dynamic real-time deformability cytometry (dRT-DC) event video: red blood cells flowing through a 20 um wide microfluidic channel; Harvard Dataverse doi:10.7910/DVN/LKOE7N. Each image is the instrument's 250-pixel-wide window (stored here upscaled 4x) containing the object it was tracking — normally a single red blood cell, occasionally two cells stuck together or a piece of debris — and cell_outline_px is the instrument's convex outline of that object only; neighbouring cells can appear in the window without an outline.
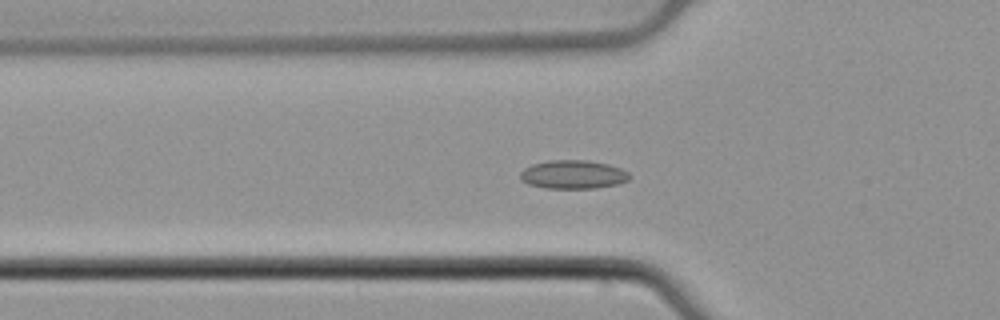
{"species": "common noctule bat (a hibernating species)", "species_latin": "Nyctalus noctula", "temperature_condition": "cold", "stored_images_in_passage": 55, "camera_frame_rate_fps": 3000, "um_per_image_px": 0.085, "animal": {"sex": "male", "body_mass_g": 21.5, "forearm_length_mm": 52.0}, "frame": {"image": 1, "passage_image": 19, "time_ms": 6.0, "image_size_px": [1000, 320], "cell_outline_px": [[632, 176], [628, 180], [620, 184], [596, 188], [544, 188], [528, 184], [520, 180], [520, 172], [524, 168], [532, 164], [548, 160], [588, 160], [608, 164], [620, 168], [628, 172]], "centroid_in_image_um": [48.72, 14.83], "position_along_channel_um": 77.1, "area_um2": 18.44}}
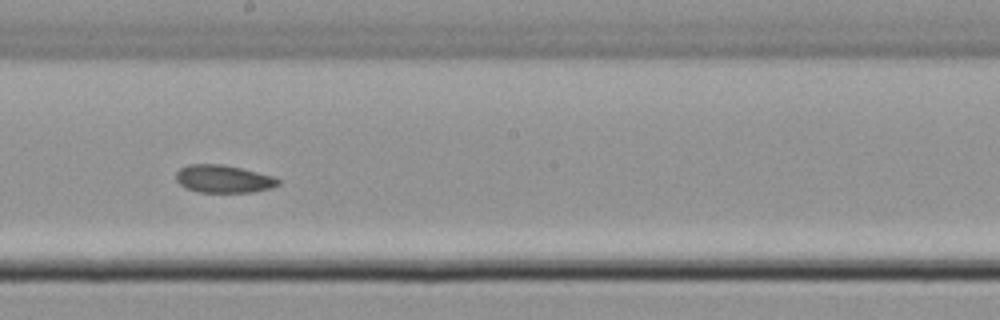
{"frame": {"image": 2, "passage_image": 31, "time_ms": 10.0, "image_size_px": [1000, 320], "cell_outline_px": [[280, 184], [272, 188], [252, 192], [200, 192], [188, 188], [180, 184], [176, 180], [176, 172], [180, 168], [188, 164], [224, 164], [272, 176], [280, 180]], "centroid_in_image_um": [18.99, 15.2], "position_along_channel_um": 229.2, "area_um2": 16.42}}
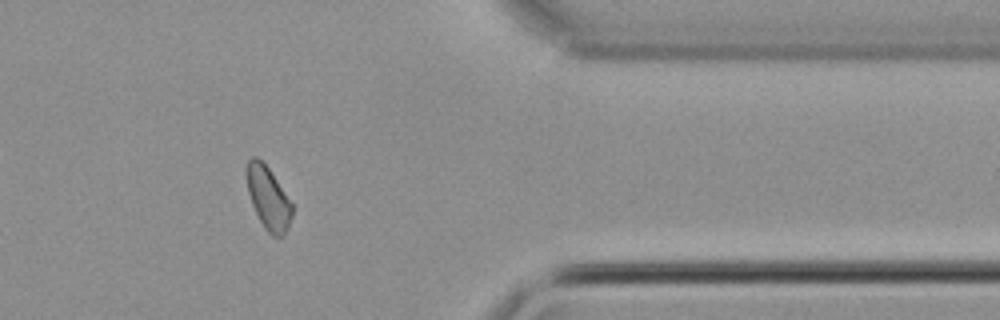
{"frame": {"image": 3, "passage_image": 45, "time_ms": 14.667, "image_size_px": [1000, 320], "cell_outline_px": [[292, 216], [288, 228], [284, 236], [272, 236], [264, 228], [252, 204], [248, 192], [244, 172], [244, 168], [248, 160], [252, 156], [256, 156], [268, 168], [292, 204]], "centroid_in_image_um": [22.76, 16.82], "position_along_channel_um": 388.6, "area_um2": 16.59}, "authors_computed_cell_mechanics": {"area_um2": 17.051, "velocity_mm_per_s": 3.8194, "shape_relaxation_time_tau1_ms": null, "shape_relaxation_time_tau2_ms": 8.9918, "deformation_change_tau1": null, "deformation_change_tau2": 0.1142}}